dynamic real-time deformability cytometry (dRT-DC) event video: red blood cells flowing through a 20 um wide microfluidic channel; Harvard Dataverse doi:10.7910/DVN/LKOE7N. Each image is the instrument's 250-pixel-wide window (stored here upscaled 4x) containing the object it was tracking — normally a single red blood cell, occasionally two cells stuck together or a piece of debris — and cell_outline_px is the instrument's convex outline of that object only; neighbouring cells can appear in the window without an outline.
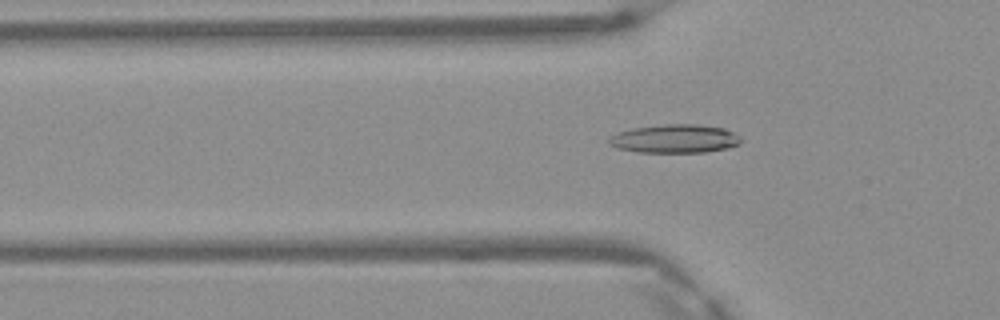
{"species": "Egyptian fruit bat (a non-hibernating species)", "species_latin": "Rousettus aegyptiacus", "temperature_condition": "warm", "stored_images_in_passage": 5, "camera_frame_rate_fps": 3000, "um_per_image_px": 0.085, "frame": {"image": 1, "passage_image": 5, "time_ms": 1.333, "image_size_px": [1000, 320], "cell_outline_px": [[740, 144], [728, 148], [704, 152], [636, 152], [616, 148], [608, 144], [608, 140], [612, 136], [620, 132], [632, 128], [664, 124], [696, 124], [724, 128], [740, 136]], "centroid_in_image_um": [57.36, 11.79], "position_along_channel_um": 68.4, "area_um2": 21.91}}